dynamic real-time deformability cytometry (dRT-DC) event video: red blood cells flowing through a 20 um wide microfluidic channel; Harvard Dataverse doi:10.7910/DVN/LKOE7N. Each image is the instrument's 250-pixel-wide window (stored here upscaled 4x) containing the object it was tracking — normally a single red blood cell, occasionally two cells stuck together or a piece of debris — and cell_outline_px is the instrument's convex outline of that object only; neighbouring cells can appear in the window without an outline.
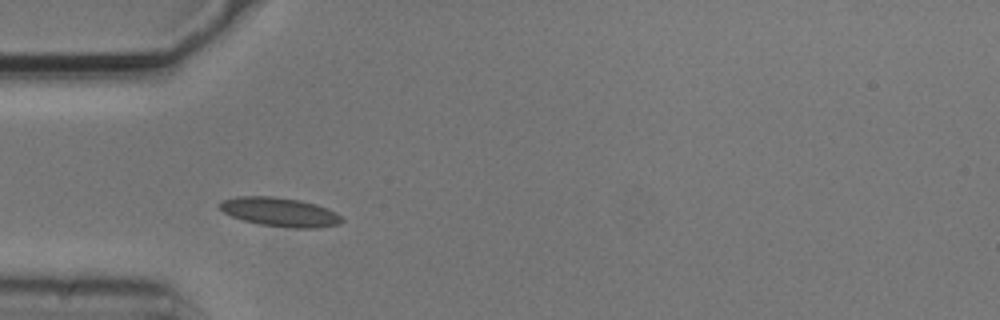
{"species": "common noctule bat (a hibernating species)", "species_latin": "Nyctalus noctula", "temperature_condition": "cold", "stored_images_in_passage": 2, "camera_frame_rate_fps": 3000, "um_per_image_px": 0.085, "animal": {"sex": "male", "body_mass_g": 20.5, "forearm_length_mm": 52.5}, "frame": {"image": 1, "passage_image": 1, "time_ms": 0.0, "image_size_px": [1000, 320], "cell_outline_px": [[344, 220], [340, 224], [316, 228], [292, 228], [260, 224], [244, 220], [232, 216], [224, 212], [216, 204], [224, 200], [236, 196], [276, 196], [300, 200], [316, 204], [328, 208], [336, 212]], "centroid_in_image_um": [23.81, 18.01], "position_along_channel_um": 61.2, "area_um2": 20.69}}
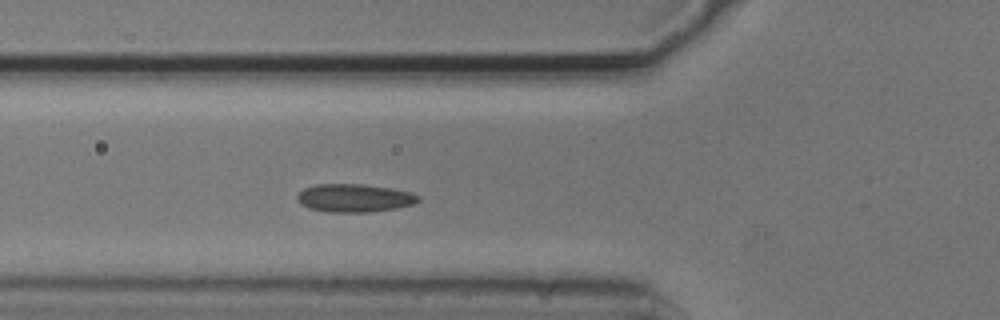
{"frame": {"image": 2, "passage_image": 2, "time_ms": 0.333, "image_size_px": [1000, 320], "cell_outline_px": [[420, 200], [412, 204], [396, 208], [372, 212], [328, 212], [308, 208], [300, 204], [296, 200], [296, 196], [304, 188], [316, 184], [364, 184], [392, 188], [412, 192], [420, 196]], "centroid_in_image_um": [30.11, 16.83], "position_along_channel_um": 95.7, "area_um2": 20.06}}